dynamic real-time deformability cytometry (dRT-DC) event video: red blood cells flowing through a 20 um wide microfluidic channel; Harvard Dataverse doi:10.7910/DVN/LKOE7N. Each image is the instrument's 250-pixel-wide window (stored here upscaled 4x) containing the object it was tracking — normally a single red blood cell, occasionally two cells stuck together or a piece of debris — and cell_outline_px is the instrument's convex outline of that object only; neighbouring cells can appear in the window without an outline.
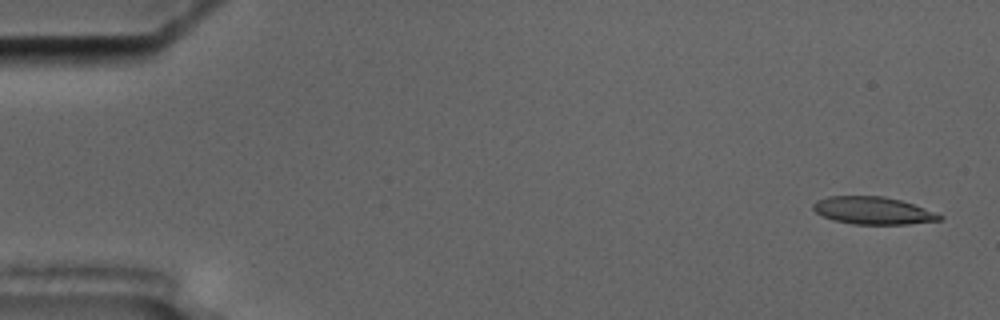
{"species": "common noctule bat (a hibernating species)", "species_latin": "Nyctalus noctula", "temperature_condition": "cold", "stored_images_in_passage": 5, "camera_frame_rate_fps": 3000, "um_per_image_px": 0.085, "animal": {"sex": "male", "body_mass_g": 17.5, "forearm_length_mm": 52.3}, "frame": {"image": 1, "passage_image": 1, "time_ms": 0.0, "image_size_px": [1000, 320], "cell_outline_px": [[944, 216], [940, 220], [908, 224], [852, 224], [836, 220], [824, 216], [816, 212], [812, 208], [812, 204], [816, 200], [828, 196], [884, 196], [900, 200], [924, 208]], "centroid_in_image_um": [74.18, 17.89], "position_along_channel_um": 10.8, "area_um2": 20.06}}